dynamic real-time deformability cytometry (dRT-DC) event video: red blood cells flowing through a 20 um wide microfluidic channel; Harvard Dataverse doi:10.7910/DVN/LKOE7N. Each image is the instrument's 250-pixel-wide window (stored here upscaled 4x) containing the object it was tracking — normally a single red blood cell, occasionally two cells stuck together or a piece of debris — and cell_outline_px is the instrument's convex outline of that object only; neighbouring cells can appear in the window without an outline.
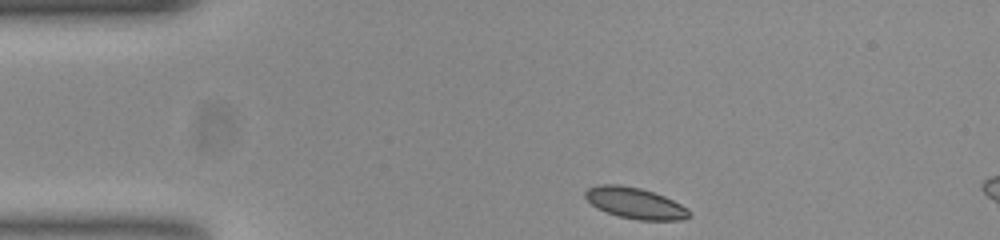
{"species": "common noctule bat (a hibernating species)", "species_latin": "Nyctalus noctula", "temperature_condition": "room temperature", "stored_images_in_passage": 6, "camera_frame_rate_fps": 3000, "um_per_image_px": 0.085, "animal": {"sex": "female", "body_mass_g": 23.0, "forearm_length_mm": 53.4}, "frame": {"image": 1, "passage_image": 1, "time_ms": 0.0, "image_size_px": [1000, 240], "cell_outline_px": [[692, 216], [684, 220], [640, 220], [620, 216], [596, 208], [584, 196], [584, 192], [588, 188], [600, 184], [620, 184], [640, 188], [664, 196], [688, 208], [692, 212]], "centroid_in_image_um": [54.01, 17.26], "position_along_channel_um": 31.0, "area_um2": 18.84}}